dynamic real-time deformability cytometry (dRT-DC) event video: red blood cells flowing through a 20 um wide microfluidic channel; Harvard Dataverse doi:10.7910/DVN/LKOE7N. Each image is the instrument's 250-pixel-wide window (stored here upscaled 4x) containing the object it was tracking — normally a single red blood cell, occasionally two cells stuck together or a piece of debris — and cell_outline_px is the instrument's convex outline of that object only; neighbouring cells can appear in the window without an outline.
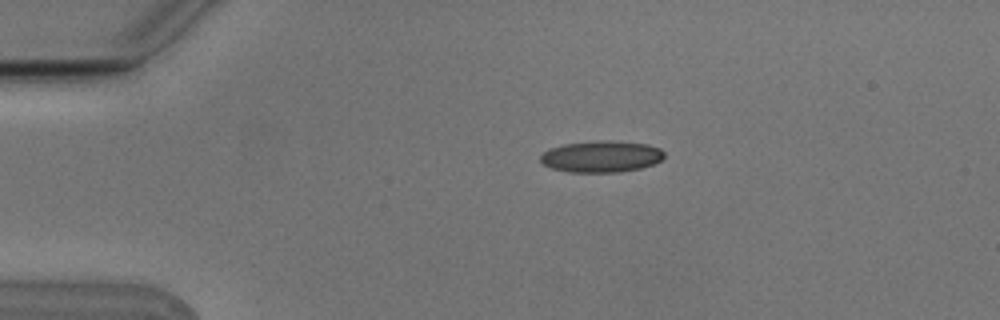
{"species": "Egyptian fruit bat (a non-hibernating species)", "species_latin": "Rousettus aegyptiacus", "temperature_condition": "cold", "stored_images_in_passage": 4, "camera_frame_rate_fps": 3000, "um_per_image_px": 0.085, "animal": {"sex": "male"}, "frame": {"image": 1, "passage_image": 1, "time_ms": 0.0, "image_size_px": [1000, 320], "cell_outline_px": [[664, 156], [660, 160], [652, 164], [640, 168], [620, 172], [568, 172], [552, 168], [544, 164], [540, 160], [540, 156], [548, 148], [564, 144], [596, 140], [616, 140], [648, 144], [660, 148], [664, 152]], "centroid_in_image_um": [51.11, 13.29], "position_along_channel_um": 33.9, "area_um2": 22.89}}
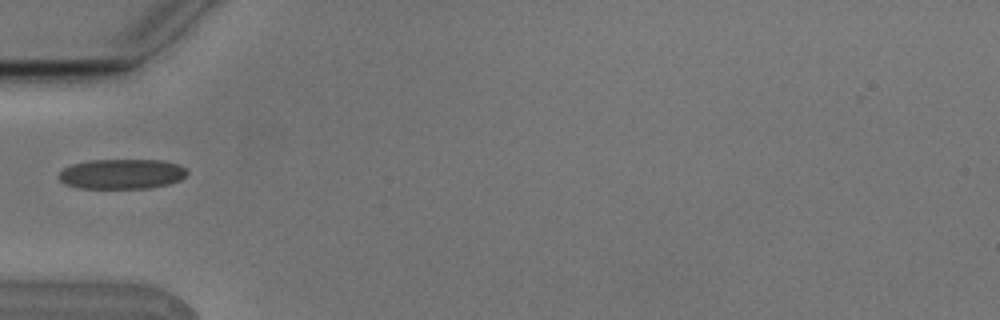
{"frame": {"image": 2, "passage_image": 3, "time_ms": 0.667, "image_size_px": [1000, 320], "cell_outline_px": [[188, 172], [180, 180], [168, 184], [148, 188], [80, 188], [64, 184], [60, 180], [60, 172], [64, 168], [72, 164], [88, 160], [164, 160], [176, 164], [184, 168]], "centroid_in_image_um": [10.34, 14.78], "position_along_channel_um": 74.7, "area_um2": 22.31}}